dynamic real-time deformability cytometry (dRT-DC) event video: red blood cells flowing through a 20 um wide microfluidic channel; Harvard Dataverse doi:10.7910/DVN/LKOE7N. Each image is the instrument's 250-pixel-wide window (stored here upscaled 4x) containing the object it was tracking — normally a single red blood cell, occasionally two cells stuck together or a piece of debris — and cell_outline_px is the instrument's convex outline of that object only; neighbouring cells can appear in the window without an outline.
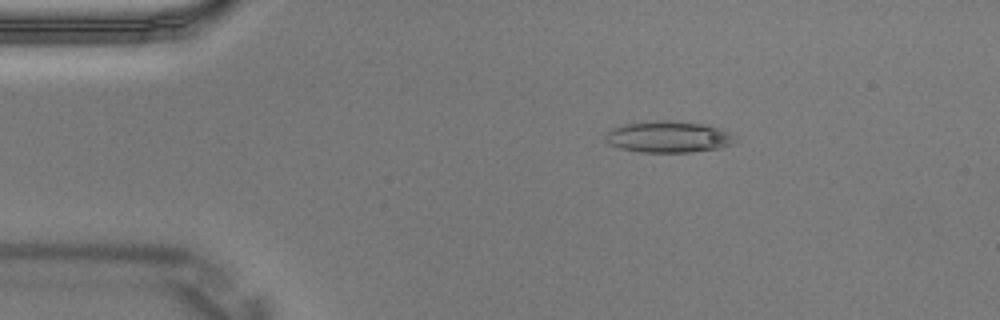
{"species": "Egyptian fruit bat (a non-hibernating species)", "species_latin": "Rousettus aegyptiacus", "temperature_condition": "warm", "stored_images_in_passage": 3, "camera_frame_rate_fps": 3000, "um_per_image_px": 0.085, "animal": {"sex": "male"}, "frame": {"image": 1, "passage_image": 2, "time_ms": 0.333, "image_size_px": [1000, 320], "cell_outline_px": [[736, 144], [720, 148], [688, 152], [640, 152], [620, 148], [608, 144], [604, 140], [604, 136], [612, 128], [624, 124], [652, 120], [668, 120], [708, 124], [736, 132]], "centroid_in_image_um": [56.9, 11.62], "position_along_channel_um": 28.1, "area_um2": 24.45}}